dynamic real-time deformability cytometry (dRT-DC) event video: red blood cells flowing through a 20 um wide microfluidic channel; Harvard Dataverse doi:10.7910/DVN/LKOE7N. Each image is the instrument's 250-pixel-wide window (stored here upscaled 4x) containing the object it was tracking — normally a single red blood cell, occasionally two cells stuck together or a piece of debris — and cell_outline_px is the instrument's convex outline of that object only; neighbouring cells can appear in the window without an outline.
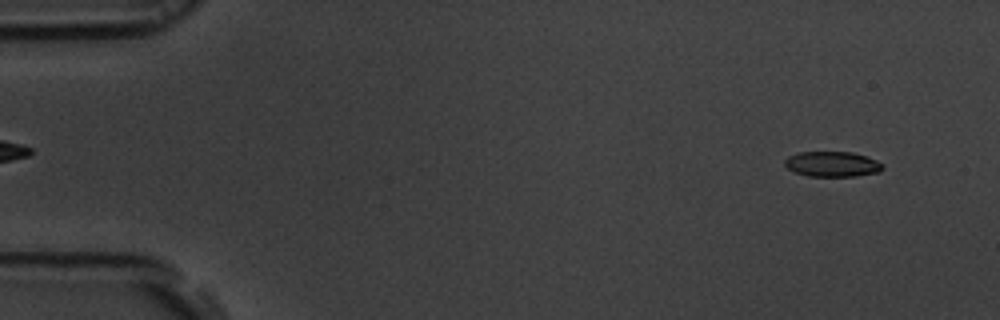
{"species": "common noctule bat (a hibernating species)", "species_latin": "Nyctalus noctula", "temperature_condition": "room temperature", "stored_images_in_passage": 55, "camera_frame_rate_fps": 3000, "um_per_image_px": 0.085, "animal": {"sex": "male", "body_mass_g": 19.5, "forearm_length_mm": 54.6}, "frame": {"image": 1, "passage_image": 4, "time_ms": 1.0, "image_size_px": [1000, 320], "cell_outline_px": [[884, 168], [880, 172], [856, 176], [808, 176], [796, 172], [788, 168], [784, 164], [784, 160], [788, 156], [800, 152], [852, 152], [868, 156], [876, 160]], "centroid_in_image_um": [70.75, 13.94], "position_along_channel_um": 14.2, "area_um2": 14.39}}
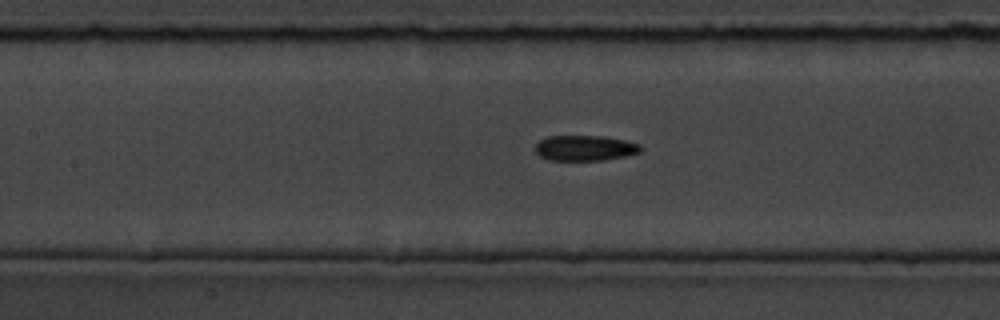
{"frame": {"image": 2, "passage_image": 25, "time_ms": 8.0, "image_size_px": [1000, 320], "cell_outline_px": [[640, 152], [624, 156], [604, 160], [548, 160], [540, 156], [536, 152], [536, 144], [540, 140], [548, 136], [604, 136], [624, 140], [640, 144]], "centroid_in_image_um": [49.7, 12.58], "position_along_channel_um": 157.7, "area_um2": 15.49}}
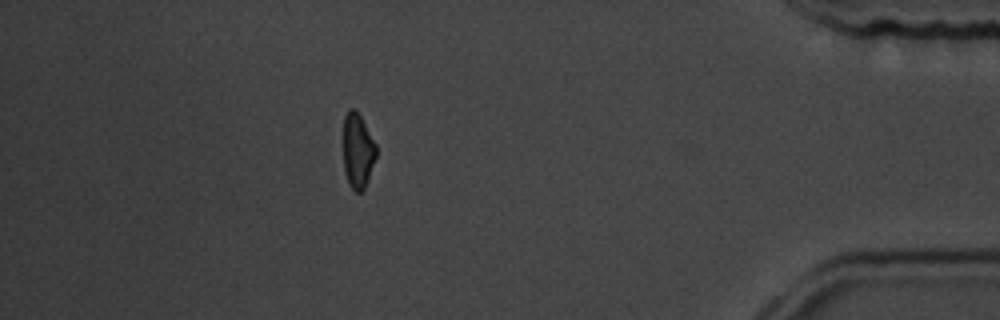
{"frame": {"image": 3, "passage_image": 49, "time_ms": 16.0, "image_size_px": [1000, 320], "cell_outline_px": [[376, 156], [364, 188], [360, 192], [356, 192], [352, 188], [344, 172], [344, 116], [348, 108], [356, 108], [376, 144]], "centroid_in_image_um": [30.4, 12.76], "position_along_channel_um": 404.8, "area_um2": 14.16}, "authors_computed_cell_mechanics": {"area_um2": 15.3748, "velocity_mm_per_s": 3.677, "shape_relaxation_time_tau1_ms": 3.8306, "shape_relaxation_time_tau2_ms": null, "deformation_change_tau1": 0.1057, "deformation_change_tau2": null}}